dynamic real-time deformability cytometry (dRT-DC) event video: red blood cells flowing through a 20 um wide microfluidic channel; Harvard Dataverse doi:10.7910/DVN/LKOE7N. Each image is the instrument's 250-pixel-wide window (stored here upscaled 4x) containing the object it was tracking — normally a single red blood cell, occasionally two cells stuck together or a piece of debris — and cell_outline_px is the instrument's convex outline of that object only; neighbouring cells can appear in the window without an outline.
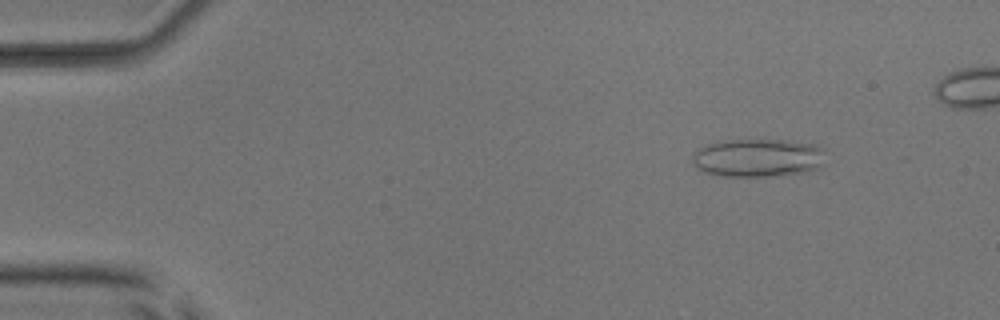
{"species": "common noctule bat (a hibernating species)", "species_latin": "Nyctalus noctula", "temperature_condition": "room temperature", "stored_images_in_passage": 47, "camera_frame_rate_fps": 3000, "um_per_image_px": 0.085, "animal": {"sex": "male", "body_mass_g": 17.9, "forearm_length_mm": 54.2}, "frame": {"image": 1, "passage_image": 7, "time_ms": 2.0, "image_size_px": [1000, 320], "cell_outline_px": [[824, 164], [816, 168], [804, 172], [776, 176], [724, 176], [704, 172], [692, 164], [692, 152], [708, 144], [720, 140], [784, 140], [816, 144], [820, 148]], "centroid_in_image_um": [64.37, 13.41], "position_along_channel_um": 20.6, "area_um2": 29.65}}
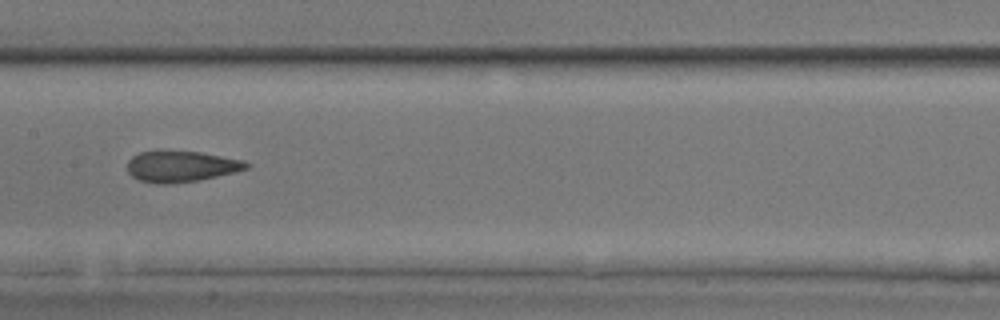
{"frame": {"image": 2, "passage_image": 27, "time_ms": 8.667, "image_size_px": [1000, 320], "cell_outline_px": [[252, 164], [248, 168], [200, 180], [172, 184], [156, 184], [140, 180], [132, 176], [128, 172], [128, 160], [132, 156], [140, 152], [156, 148], [160, 148], [200, 152], [244, 160]], "centroid_in_image_um": [15.35, 14.11], "position_along_channel_um": 192.0, "area_um2": 22.2}}
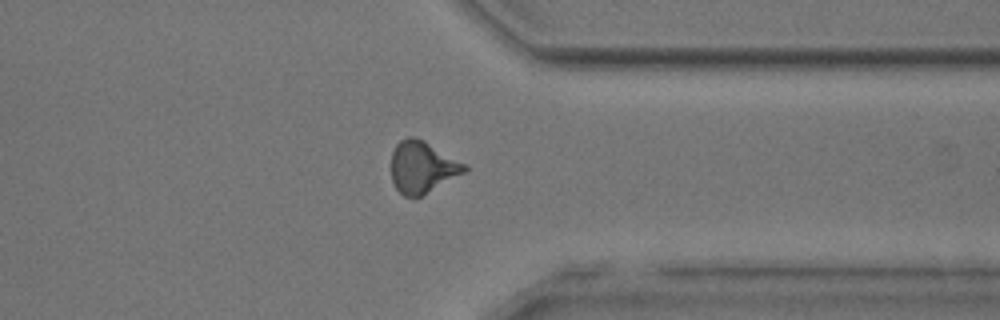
{"frame": {"image": 3, "passage_image": 41, "time_ms": 13.333, "image_size_px": [1000, 320], "cell_outline_px": [[468, 168], [464, 172], [420, 196], [404, 196], [396, 188], [392, 180], [392, 152], [396, 144], [400, 140], [408, 136], [412, 136], [424, 140], [468, 164]], "centroid_in_image_um": [35.9, 14.17], "position_along_channel_um": 375.5, "area_um2": 21.91}, "authors_computed_cell_mechanics": {"area_um2": 22.1952, "velocity_mm_per_s": 3.9929, "shape_relaxation_time_tau1_ms": 6.3748, "shape_relaxation_time_tau2_ms": 2.202, "deformation_change_tau1": 0.1808, "deformation_change_tau2": 0.0912}}